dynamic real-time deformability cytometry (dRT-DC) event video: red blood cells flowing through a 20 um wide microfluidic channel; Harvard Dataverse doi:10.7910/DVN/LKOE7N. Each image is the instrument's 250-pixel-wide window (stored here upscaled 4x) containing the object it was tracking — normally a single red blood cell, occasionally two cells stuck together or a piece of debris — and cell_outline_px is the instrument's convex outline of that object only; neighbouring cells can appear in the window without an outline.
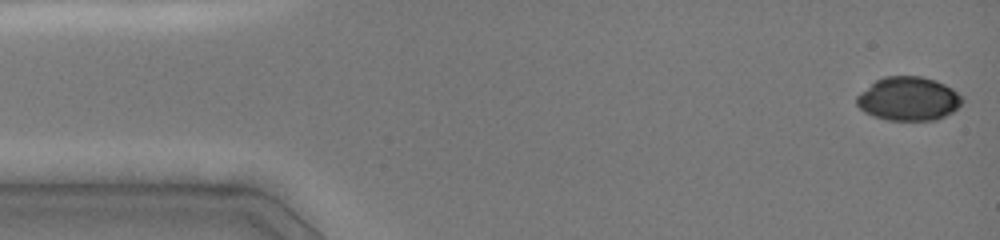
{"species": "common noctule bat (a hibernating species)", "species_latin": "Nyctalus noctula", "temperature_condition": "cold", "stored_images_in_passage": 29, "camera_frame_rate_fps": 3000, "um_per_image_px": 0.085, "animal": {"sex": "female", "body_mass_g": 19.0, "forearm_length_mm": 51.5}, "frame": {"image": 1, "passage_image": 1, "time_ms": 0.0, "image_size_px": [1000, 240], "cell_outline_px": [[964, 100], [952, 112], [936, 120], [888, 120], [864, 112], [856, 104], [856, 96], [860, 92], [876, 80], [884, 76], [920, 76], [936, 80], [952, 88], [964, 96]], "centroid_in_image_um": [77.23, 8.38], "position_along_channel_um": 7.8, "area_um2": 26.93}}
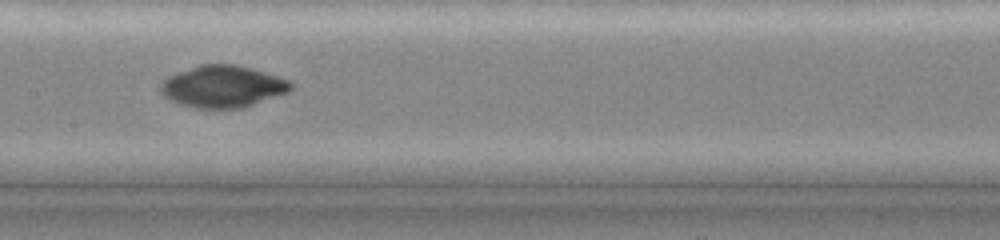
{"frame": {"image": 2, "passage_image": 13, "time_ms": 7.333, "image_size_px": [1000, 240], "cell_outline_px": [[296, 84], [288, 92], [240, 108], [192, 108], [180, 104], [164, 96], [160, 92], [160, 84], [168, 76], [200, 64], [236, 64], [252, 68], [288, 80]], "centroid_in_image_um": [18.92, 7.34], "position_along_channel_um": 188.5, "area_um2": 31.62}}
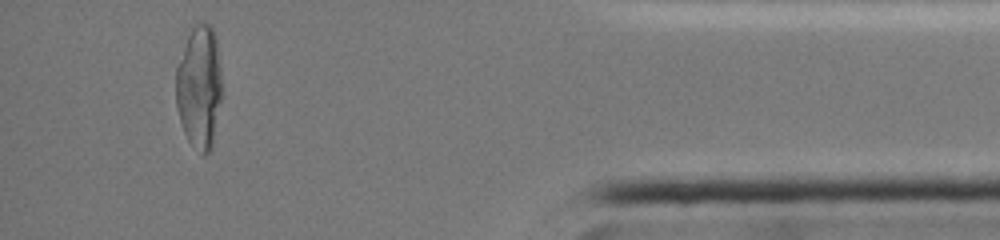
{"frame": {"image": 3, "passage_image": 26, "time_ms": 14.0, "image_size_px": [1000, 240], "cell_outline_px": [[220, 100], [212, 148], [204, 156], [188, 140], [184, 132], [180, 120], [176, 104], [176, 68], [188, 36], [196, 20], [204, 20], [212, 24], [216, 36], [220, 68]], "centroid_in_image_um": [16.93, 7.33], "position_along_channel_um": 418.3, "area_um2": 32.95}}